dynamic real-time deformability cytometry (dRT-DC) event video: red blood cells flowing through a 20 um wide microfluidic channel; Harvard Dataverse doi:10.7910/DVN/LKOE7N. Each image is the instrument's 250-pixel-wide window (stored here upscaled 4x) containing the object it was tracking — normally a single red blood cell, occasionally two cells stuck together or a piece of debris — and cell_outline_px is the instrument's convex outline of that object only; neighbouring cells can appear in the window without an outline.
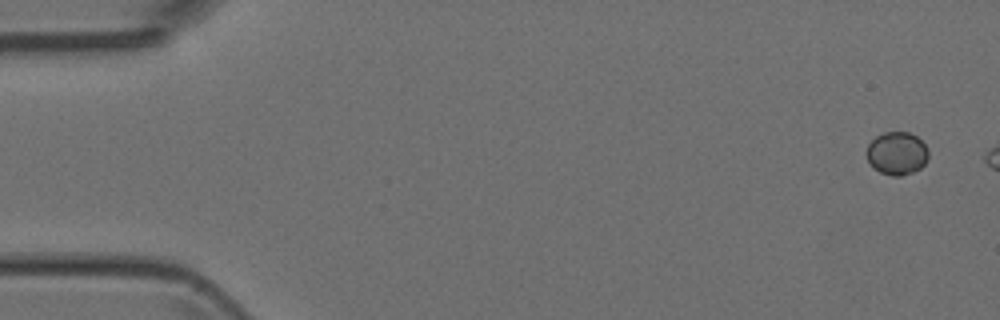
{"species": "Egyptian fruit bat (a non-hibernating species)", "species_latin": "Rousettus aegyptiacus", "temperature_condition": "room temperature", "stored_images_in_passage": 5, "camera_frame_rate_fps": 3000, "um_per_image_px": 0.085, "animal": {"sex": "female"}, "frame": {"image": 1, "passage_image": 1, "time_ms": 0.0, "image_size_px": [1000, 320], "cell_outline_px": [[928, 160], [920, 168], [912, 172], [900, 176], [892, 176], [880, 172], [868, 160], [868, 144], [876, 136], [884, 132], [908, 132], [916, 136], [924, 144], [928, 152]], "centroid_in_image_um": [76.26, 13.03], "position_along_channel_um": 8.7, "area_um2": 15.2}}